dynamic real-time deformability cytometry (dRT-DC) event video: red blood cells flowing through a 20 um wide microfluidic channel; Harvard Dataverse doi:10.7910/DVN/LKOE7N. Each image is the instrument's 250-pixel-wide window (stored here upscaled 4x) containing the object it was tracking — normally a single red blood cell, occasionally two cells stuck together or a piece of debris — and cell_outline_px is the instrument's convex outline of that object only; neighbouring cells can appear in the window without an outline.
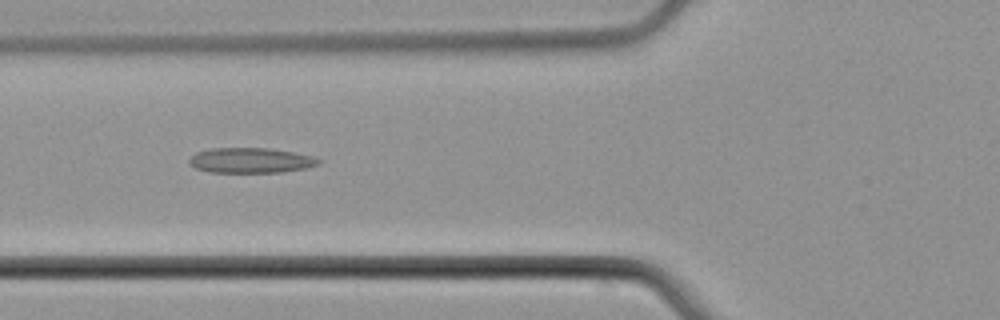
{"species": "common noctule bat (a hibernating species)", "species_latin": "Nyctalus noctula", "temperature_condition": "cold", "stored_images_in_passage": 4, "camera_frame_rate_fps": 3000, "um_per_image_px": 0.085, "animal": {"sex": "male", "body_mass_g": 21.5, "forearm_length_mm": 52.0}, "frame": {"image": 1, "passage_image": 3, "time_ms": 2.333, "image_size_px": [1000, 320], "cell_outline_px": [[320, 160], [316, 164], [304, 168], [280, 172], [208, 172], [196, 168], [188, 160], [196, 152], [208, 148], [268, 148], [292, 152], [312, 156]], "centroid_in_image_um": [21.25, 13.62], "position_along_channel_um": 104.6, "area_um2": 18.67}}
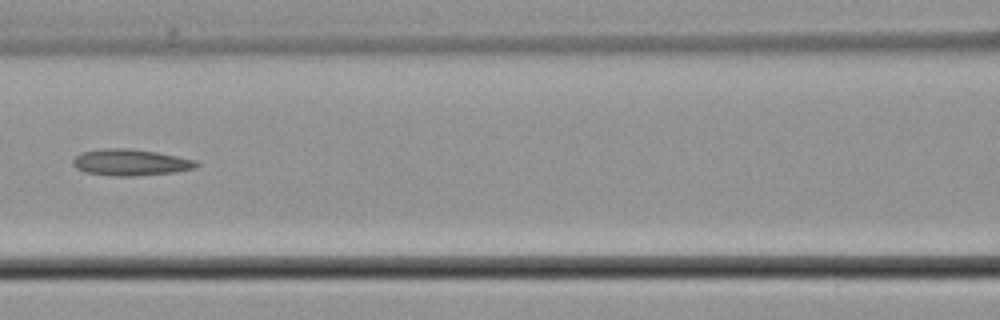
{"frame": {"image": 2, "passage_image": 4, "time_ms": 3.667, "image_size_px": [1000, 320], "cell_outline_px": [[200, 164], [196, 168], [172, 172], [132, 176], [112, 176], [84, 172], [76, 168], [72, 164], [72, 160], [80, 152], [100, 148], [128, 148], [156, 152], [196, 160]], "centroid_in_image_um": [11.05, 13.8], "position_along_channel_um": 155.6, "area_um2": 19.07}}